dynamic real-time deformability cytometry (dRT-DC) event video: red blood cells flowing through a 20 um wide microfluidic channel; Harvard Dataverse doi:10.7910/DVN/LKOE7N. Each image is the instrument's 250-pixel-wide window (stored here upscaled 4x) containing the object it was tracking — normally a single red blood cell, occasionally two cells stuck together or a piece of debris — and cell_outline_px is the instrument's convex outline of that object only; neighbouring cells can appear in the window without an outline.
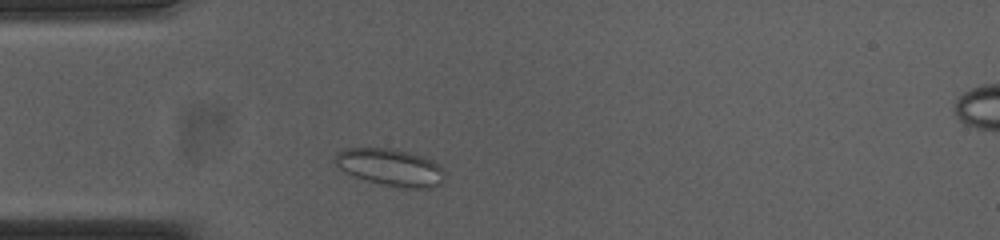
{"species": "common noctule bat (a hibernating species)", "species_latin": "Nyctalus noctula", "temperature_condition": "cold", "stored_images_in_passage": 34, "camera_frame_rate_fps": 3000, "um_per_image_px": 0.085, "animal": {"sex": "female", "body_mass_g": 23.0, "forearm_length_mm": 53.4}, "frame": {"image": 1, "passage_image": 4, "time_ms": 1.0, "image_size_px": [1000, 240], "cell_outline_px": [[444, 180], [440, 184], [432, 188], [396, 188], [380, 184], [344, 172], [336, 164], [332, 156], [344, 148], [388, 148], [408, 152], [432, 160], [440, 168]], "centroid_in_image_um": [33.14, 14.23], "position_along_channel_um": 51.9, "area_um2": 23.58}}
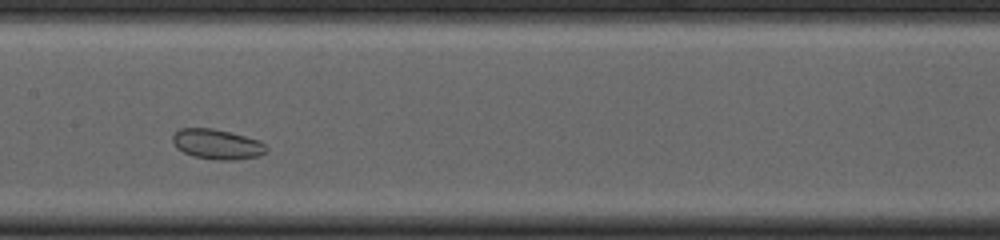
{"frame": {"image": 2, "passage_image": 16, "time_ms": 5.0, "image_size_px": [1000, 240], "cell_outline_px": [[268, 148], [264, 152], [256, 156], [232, 160], [220, 160], [192, 156], [176, 148], [172, 140], [172, 136], [180, 128], [212, 128], [260, 140]], "centroid_in_image_um": [18.42, 12.25], "position_along_channel_um": 189.0, "area_um2": 16.18}}
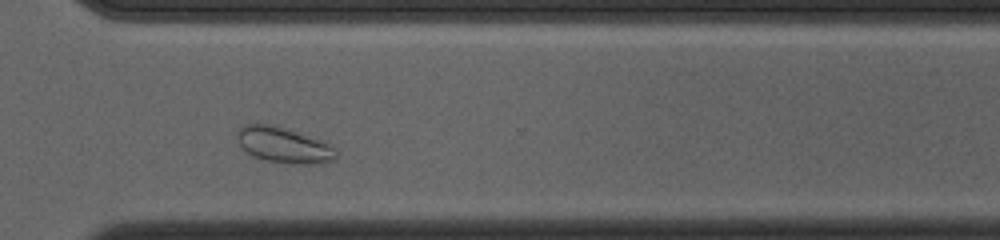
{"frame": {"image": 3, "passage_image": 29, "time_ms": 9.333, "image_size_px": [1000, 240], "cell_outline_px": [[336, 160], [324, 164], [296, 164], [268, 160], [252, 156], [244, 152], [236, 140], [236, 132], [244, 124], [272, 124], [332, 144], [336, 152]], "centroid_in_image_um": [24.1, 12.34], "position_along_channel_um": 346.5, "area_um2": 20.75}, "authors_computed_cell_mechanics": {"area_um2": 17.8024, "velocity_mm_per_s": 3.6342, "shape_relaxation_time_tau1_ms": null, "shape_relaxation_time_tau2_ms": 5.6101, "deformation_change_tau1": null, "deformation_change_tau2": 0.0661}}